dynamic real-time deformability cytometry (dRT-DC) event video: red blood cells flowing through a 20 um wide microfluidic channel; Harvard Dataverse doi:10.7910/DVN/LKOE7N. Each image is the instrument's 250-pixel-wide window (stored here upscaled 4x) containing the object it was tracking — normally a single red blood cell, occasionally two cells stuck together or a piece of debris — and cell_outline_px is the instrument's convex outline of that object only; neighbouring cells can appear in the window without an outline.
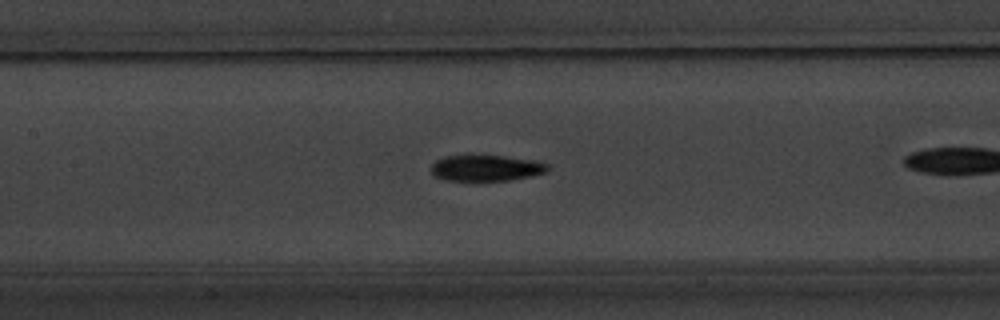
{"species": "common noctule bat (a hibernating species)", "species_latin": "Nyctalus noctula", "temperature_condition": "warm", "stored_images_in_passage": 33, "camera_frame_rate_fps": 3000, "um_per_image_px": 0.085, "animal": {"sex": "male", "body_mass_g": 20.1, "forearm_length_mm": 53.5}, "frame": {"image": 1, "passage_image": 15, "time_ms": 4.667, "image_size_px": [1000, 320], "cell_outline_px": [[552, 168], [544, 172], [532, 176], [508, 180], [444, 180], [432, 176], [432, 164], [436, 160], [444, 156], [504, 156], [536, 160], [548, 164]], "centroid_in_image_um": [41.34, 14.28], "position_along_channel_um": 166.1, "area_um2": 17.63}}